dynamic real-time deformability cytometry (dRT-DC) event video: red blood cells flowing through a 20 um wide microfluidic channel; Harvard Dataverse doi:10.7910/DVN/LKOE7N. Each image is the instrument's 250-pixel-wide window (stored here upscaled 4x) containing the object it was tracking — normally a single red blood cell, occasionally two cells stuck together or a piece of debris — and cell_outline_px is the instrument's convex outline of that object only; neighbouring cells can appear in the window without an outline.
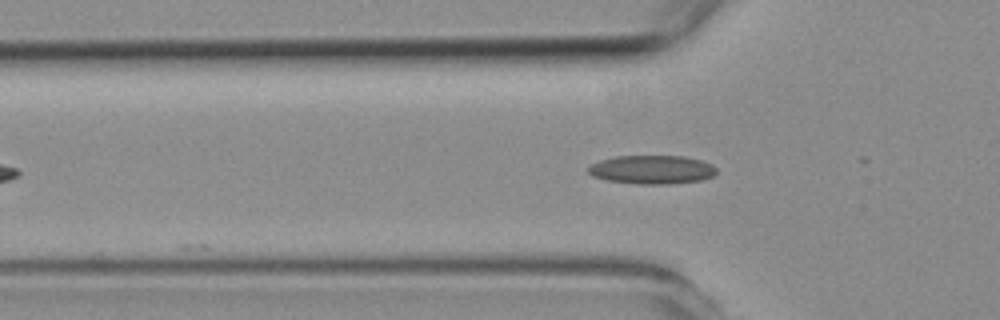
{"species": "common noctule bat (a hibernating species)", "species_latin": "Nyctalus noctula", "temperature_condition": "room temperature", "stored_images_in_passage": 5, "camera_frame_rate_fps": 3000, "um_per_image_px": 0.085, "animal": {"sex": "female", "body_mass_g": 19.3, "forearm_length_mm": 54.1}, "frame": {"image": 1, "passage_image": 5, "time_ms": 5.0, "image_size_px": [1000, 320], "cell_outline_px": [[716, 172], [712, 176], [700, 180], [672, 184], [636, 184], [608, 180], [592, 176], [588, 172], [588, 168], [592, 164], [600, 160], [616, 156], [684, 156], [700, 160], [712, 164], [716, 168]], "centroid_in_image_um": [55.41, 14.42], "position_along_channel_um": 70.4, "area_um2": 21.39}}